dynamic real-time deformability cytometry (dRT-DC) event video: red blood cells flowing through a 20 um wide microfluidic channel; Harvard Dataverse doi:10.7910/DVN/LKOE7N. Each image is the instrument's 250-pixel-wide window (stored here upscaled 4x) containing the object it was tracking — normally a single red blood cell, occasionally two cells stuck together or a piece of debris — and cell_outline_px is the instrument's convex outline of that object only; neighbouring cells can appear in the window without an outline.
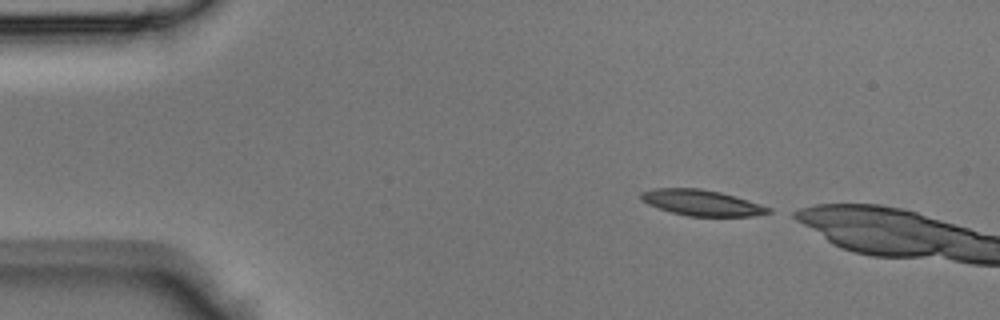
{"species": "Egyptian fruit bat (a non-hibernating species)", "species_latin": "Rousettus aegyptiacus", "temperature_condition": "room temperature", "stored_images_in_passage": 4, "camera_frame_rate_fps": 3000, "um_per_image_px": 0.085, "animal": {"sex": "male"}, "frame": {"image": 1, "passage_image": 1, "time_ms": 0.0, "image_size_px": [1000, 320], "cell_outline_px": [[772, 212], [752, 216], [688, 216], [672, 212], [648, 204], [640, 200], [640, 192], [652, 188], [700, 188], [720, 192], [736, 196], [772, 208]], "centroid_in_image_um": [59.63, 17.22], "position_along_channel_um": 25.4, "area_um2": 19.19}}